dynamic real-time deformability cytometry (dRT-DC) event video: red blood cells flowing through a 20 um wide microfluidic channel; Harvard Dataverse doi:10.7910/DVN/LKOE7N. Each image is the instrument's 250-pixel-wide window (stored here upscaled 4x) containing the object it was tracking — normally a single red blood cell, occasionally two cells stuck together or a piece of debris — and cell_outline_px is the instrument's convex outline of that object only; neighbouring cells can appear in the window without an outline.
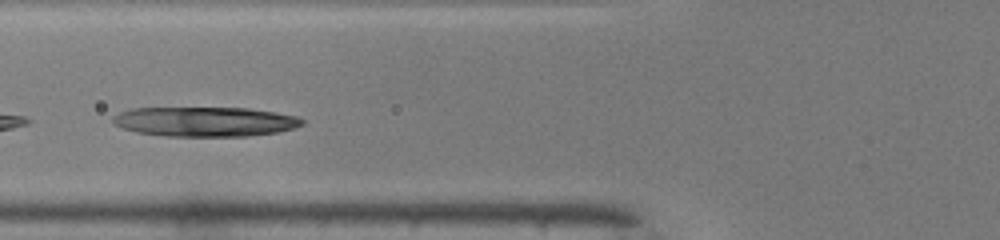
{"species": "common noctule bat (a hibernating species)", "species_latin": "Nyctalus noctula", "temperature_condition": "warm", "stored_images_in_passage": 34, "camera_frame_rate_fps": 3000, "um_per_image_px": 0.085, "animal": {"sex": "male", "body_mass_g": 19.0, "forearm_length_mm": 50.8}, "frame": {"image": 1, "passage_image": 6, "time_ms": 1.667, "image_size_px": [1000, 240], "cell_outline_px": [[304, 124], [292, 128], [276, 132], [248, 136], [164, 136], [136, 132], [112, 124], [112, 116], [120, 112], [132, 108], [248, 108], [276, 112], [296, 116], [304, 120]], "centroid_in_image_um": [17.39, 10.34], "position_along_channel_um": 108.4, "area_um2": 32.71}, "authors_computed_cell_mechanics": {"area_um2": 17.6579, "velocity_mm_per_s": 4.0976, "shape_relaxation_time_tau1_ms": 3.4875, "shape_relaxation_time_tau2_ms": 0.4141, "deformation_change_tau1": 0.2244, "deformation_change_tau2": 0.0759}}